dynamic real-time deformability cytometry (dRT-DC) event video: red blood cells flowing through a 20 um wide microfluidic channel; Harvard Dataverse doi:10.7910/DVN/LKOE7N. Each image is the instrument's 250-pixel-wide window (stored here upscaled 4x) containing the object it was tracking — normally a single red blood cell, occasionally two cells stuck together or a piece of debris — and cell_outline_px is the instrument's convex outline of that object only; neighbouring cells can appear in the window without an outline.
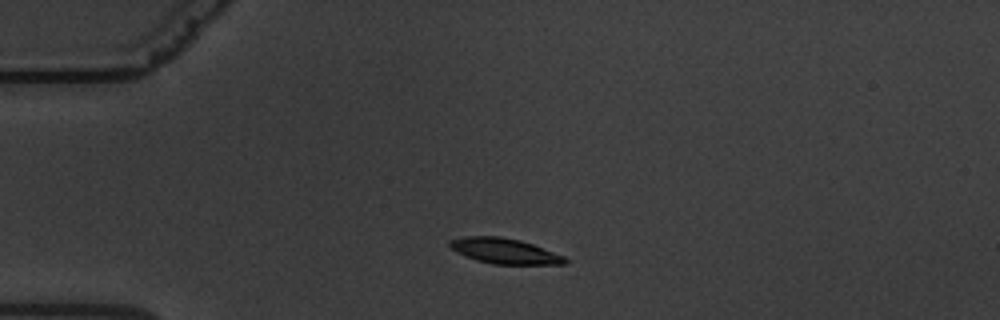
{"species": "common noctule bat (a hibernating species)", "species_latin": "Nyctalus noctula", "temperature_condition": "warm", "stored_images_in_passage": 43, "camera_frame_rate_fps": 3000, "um_per_image_px": 0.085, "animal": {"sex": "male", "body_mass_g": 19.5, "forearm_length_mm": 54.6}, "frame": {"image": 1, "passage_image": 8, "time_ms": 2.333, "image_size_px": [1000, 320], "cell_outline_px": [[568, 264], [492, 264], [476, 260], [456, 252], [448, 248], [448, 240], [464, 236], [500, 236], [520, 240], [532, 244], [564, 256], [568, 260]], "centroid_in_image_um": [42.83, 21.33], "position_along_channel_um": 42.2, "area_um2": 17.17}}
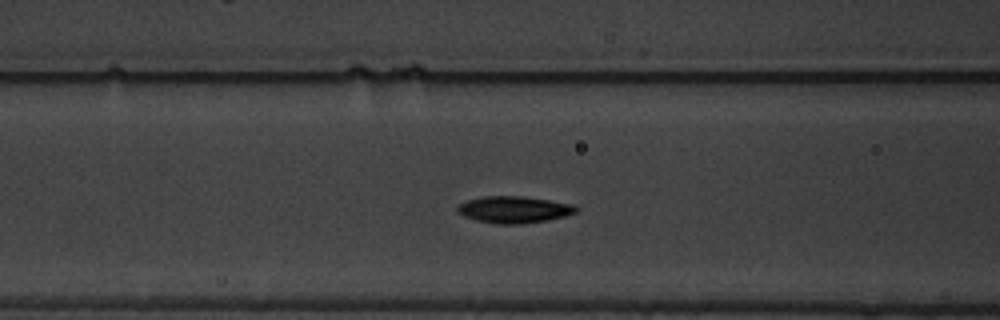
{"frame": {"image": 2, "passage_image": 18, "time_ms": 5.667, "image_size_px": [1000, 320], "cell_outline_px": [[580, 208], [576, 212], [564, 216], [548, 220], [524, 224], [496, 224], [476, 220], [464, 216], [456, 212], [456, 208], [460, 204], [468, 200], [484, 196], [524, 196], [572, 204]], "centroid_in_image_um": [43.69, 17.82], "position_along_channel_um": 122.9, "area_um2": 18.55}}
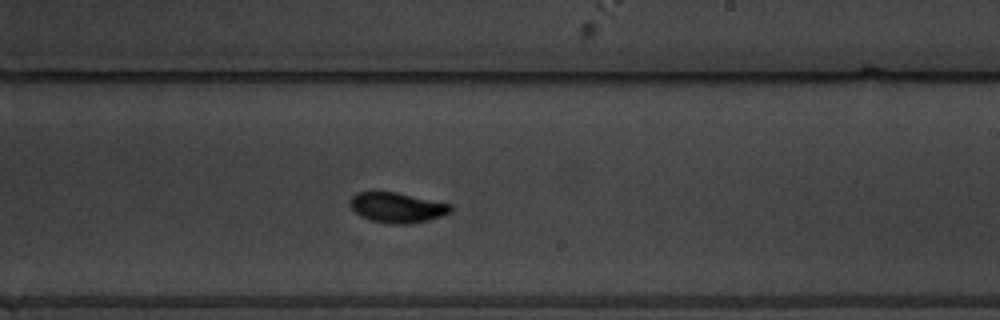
{"frame": {"image": 3, "passage_image": 30, "time_ms": 9.667, "image_size_px": [1000, 320], "cell_outline_px": [[452, 212], [428, 220], [408, 224], [388, 224], [372, 220], [360, 216], [348, 204], [352, 196], [356, 192], [396, 192], [452, 204]], "centroid_in_image_um": [33.76, 17.64], "position_along_channel_um": 255.2, "area_um2": 17.69}, "authors_computed_cell_mechanics": {"area_um2": 17.1666, "velocity_mm_per_s": 3.3208, "shape_relaxation_time_tau1_ms": 2.383, "shape_relaxation_time_tau2_ms": 1.6883, "deformation_change_tau1": 0.1517, "deformation_change_tau2": 0.0541}}